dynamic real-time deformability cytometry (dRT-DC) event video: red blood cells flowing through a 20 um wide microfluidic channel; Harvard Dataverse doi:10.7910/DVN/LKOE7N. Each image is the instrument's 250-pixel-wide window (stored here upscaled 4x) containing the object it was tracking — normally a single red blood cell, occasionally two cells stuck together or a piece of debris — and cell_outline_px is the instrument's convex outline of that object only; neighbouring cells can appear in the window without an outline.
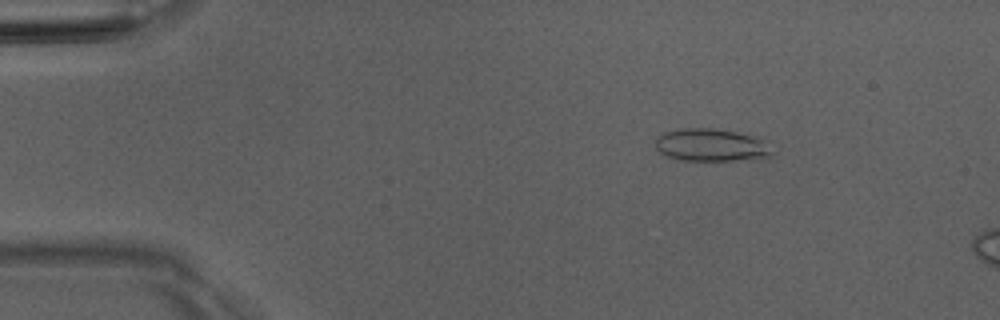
{"species": "Egyptian fruit bat (a non-hibernating species)", "species_latin": "Rousettus aegyptiacus", "temperature_condition": "room temperature", "stored_images_in_passage": 5, "camera_frame_rate_fps": 3000, "um_per_image_px": 0.085, "animal": {"sex": "male"}, "frame": {"image": 1, "passage_image": 3, "time_ms": 2.333, "image_size_px": [1000, 320], "cell_outline_px": [[776, 152], [772, 156], [736, 160], [680, 160], [668, 156], [660, 152], [656, 148], [656, 136], [664, 132], [680, 128], [716, 128], [756, 136], [768, 140]], "centroid_in_image_um": [60.52, 12.31], "position_along_channel_um": 24.5, "area_um2": 22.6}}